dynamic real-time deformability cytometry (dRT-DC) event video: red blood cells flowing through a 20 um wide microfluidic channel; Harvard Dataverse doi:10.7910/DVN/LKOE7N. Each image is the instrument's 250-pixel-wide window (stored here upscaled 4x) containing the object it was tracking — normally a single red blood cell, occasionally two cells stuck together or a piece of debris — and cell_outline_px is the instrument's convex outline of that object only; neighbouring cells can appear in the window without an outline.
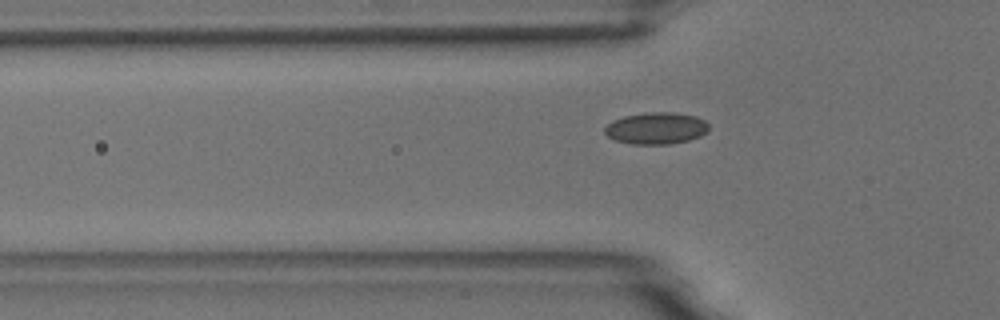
{"species": "common noctule bat (a hibernating species)", "species_latin": "Nyctalus noctula", "temperature_condition": "room temperature", "stored_images_in_passage": 40, "camera_frame_rate_fps": 3000, "um_per_image_px": 0.085, "animal": {"sex": "male", "body_mass_g": 18.8}, "frame": {"image": 1, "passage_image": 5, "time_ms": 1.333, "image_size_px": [1000, 320], "cell_outline_px": [[708, 132], [700, 136], [688, 140], [668, 144], [632, 144], [616, 140], [608, 136], [604, 132], [604, 128], [612, 120], [624, 116], [648, 112], [676, 112], [696, 116], [704, 120], [708, 124]], "centroid_in_image_um": [55.78, 10.89], "position_along_channel_um": 70.0, "area_um2": 19.31}}
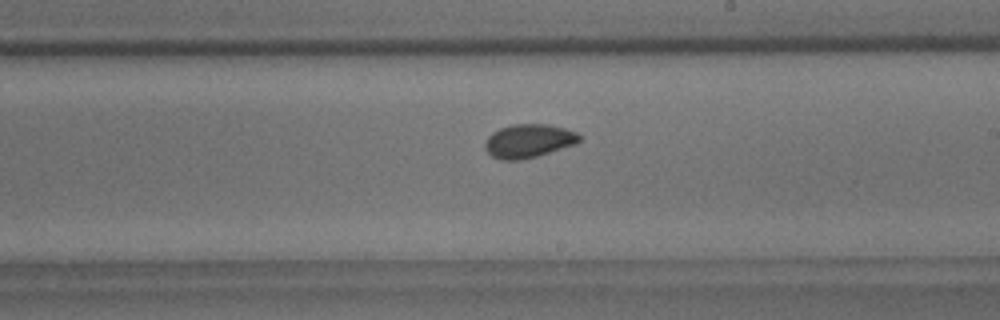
{"frame": {"image": 2, "passage_image": 19, "time_ms": 6.0, "image_size_px": [1000, 320], "cell_outline_px": [[580, 140], [576, 144], [536, 156], [520, 160], [500, 160], [492, 156], [484, 148], [484, 144], [488, 136], [492, 132], [500, 128], [512, 124], [548, 124], [564, 128], [576, 132], [580, 136]], "centroid_in_image_um": [44.91, 11.97], "position_along_channel_um": 244.1, "area_um2": 18.44}}
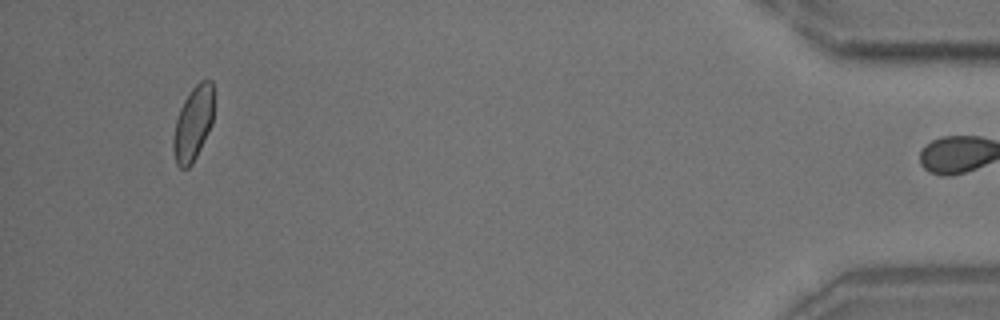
{"frame": {"image": 3, "passage_image": 39, "time_ms": 12.667, "image_size_px": [1000, 320], "cell_outline_px": [[212, 124], [192, 164], [188, 168], [180, 168], [176, 164], [172, 148], [172, 140], [176, 120], [180, 108], [184, 100], [192, 88], [200, 80], [212, 80]], "centroid_in_image_um": [16.38, 10.52], "position_along_channel_um": 418.8, "area_um2": 17.34}, "authors_computed_cell_mechanics": {"area_um2": 17.9758, "velocity_mm_per_s": 3.7151, "shape_relaxation_time_tau1_ms": 4.0197, "shape_relaxation_time_tau2_ms": 1.4351, "deformation_change_tau1": 0.0564, "deformation_change_tau2": 0.0447}}